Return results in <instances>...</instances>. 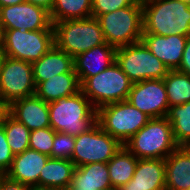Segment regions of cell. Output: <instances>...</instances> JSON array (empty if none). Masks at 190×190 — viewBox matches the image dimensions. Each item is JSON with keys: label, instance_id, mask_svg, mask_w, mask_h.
I'll use <instances>...</instances> for the list:
<instances>
[{"label": "cell", "instance_id": "37", "mask_svg": "<svg viewBox=\"0 0 190 190\" xmlns=\"http://www.w3.org/2000/svg\"><path fill=\"white\" fill-rule=\"evenodd\" d=\"M26 0H0V7L17 5L19 3L25 2Z\"/></svg>", "mask_w": 190, "mask_h": 190}, {"label": "cell", "instance_id": "30", "mask_svg": "<svg viewBox=\"0 0 190 190\" xmlns=\"http://www.w3.org/2000/svg\"><path fill=\"white\" fill-rule=\"evenodd\" d=\"M75 136L69 134L55 132L53 147L50 158L72 159L74 152Z\"/></svg>", "mask_w": 190, "mask_h": 190}, {"label": "cell", "instance_id": "5", "mask_svg": "<svg viewBox=\"0 0 190 190\" xmlns=\"http://www.w3.org/2000/svg\"><path fill=\"white\" fill-rule=\"evenodd\" d=\"M52 24L55 46L72 58L106 42L100 24L94 17Z\"/></svg>", "mask_w": 190, "mask_h": 190}, {"label": "cell", "instance_id": "3", "mask_svg": "<svg viewBox=\"0 0 190 190\" xmlns=\"http://www.w3.org/2000/svg\"><path fill=\"white\" fill-rule=\"evenodd\" d=\"M97 21L107 44L117 48L141 41L143 34L142 0L114 12L98 16Z\"/></svg>", "mask_w": 190, "mask_h": 190}, {"label": "cell", "instance_id": "16", "mask_svg": "<svg viewBox=\"0 0 190 190\" xmlns=\"http://www.w3.org/2000/svg\"><path fill=\"white\" fill-rule=\"evenodd\" d=\"M116 190H166L165 159H138L132 179Z\"/></svg>", "mask_w": 190, "mask_h": 190}, {"label": "cell", "instance_id": "36", "mask_svg": "<svg viewBox=\"0 0 190 190\" xmlns=\"http://www.w3.org/2000/svg\"><path fill=\"white\" fill-rule=\"evenodd\" d=\"M9 114V105L5 101H0V126L3 125L5 117Z\"/></svg>", "mask_w": 190, "mask_h": 190}, {"label": "cell", "instance_id": "35", "mask_svg": "<svg viewBox=\"0 0 190 190\" xmlns=\"http://www.w3.org/2000/svg\"><path fill=\"white\" fill-rule=\"evenodd\" d=\"M28 3H32L34 5L43 7L44 9H46L47 11H51L52 10V6L54 3V0H26Z\"/></svg>", "mask_w": 190, "mask_h": 190}, {"label": "cell", "instance_id": "6", "mask_svg": "<svg viewBox=\"0 0 190 190\" xmlns=\"http://www.w3.org/2000/svg\"><path fill=\"white\" fill-rule=\"evenodd\" d=\"M133 82L115 61L101 73L88 77L81 84V91L98 110L100 107L126 101Z\"/></svg>", "mask_w": 190, "mask_h": 190}, {"label": "cell", "instance_id": "26", "mask_svg": "<svg viewBox=\"0 0 190 190\" xmlns=\"http://www.w3.org/2000/svg\"><path fill=\"white\" fill-rule=\"evenodd\" d=\"M166 118L171 123L177 145L190 147V101L169 107Z\"/></svg>", "mask_w": 190, "mask_h": 190}, {"label": "cell", "instance_id": "41", "mask_svg": "<svg viewBox=\"0 0 190 190\" xmlns=\"http://www.w3.org/2000/svg\"><path fill=\"white\" fill-rule=\"evenodd\" d=\"M184 1L185 3H188L190 5V0H181Z\"/></svg>", "mask_w": 190, "mask_h": 190}, {"label": "cell", "instance_id": "18", "mask_svg": "<svg viewBox=\"0 0 190 190\" xmlns=\"http://www.w3.org/2000/svg\"><path fill=\"white\" fill-rule=\"evenodd\" d=\"M9 114L30 131L50 127L48 103L35 94L13 101Z\"/></svg>", "mask_w": 190, "mask_h": 190}, {"label": "cell", "instance_id": "14", "mask_svg": "<svg viewBox=\"0 0 190 190\" xmlns=\"http://www.w3.org/2000/svg\"><path fill=\"white\" fill-rule=\"evenodd\" d=\"M187 36L142 34L141 41L151 53L161 60L169 70H177L187 42Z\"/></svg>", "mask_w": 190, "mask_h": 190}, {"label": "cell", "instance_id": "7", "mask_svg": "<svg viewBox=\"0 0 190 190\" xmlns=\"http://www.w3.org/2000/svg\"><path fill=\"white\" fill-rule=\"evenodd\" d=\"M150 119L127 101L107 104L97 110V123L123 145Z\"/></svg>", "mask_w": 190, "mask_h": 190}, {"label": "cell", "instance_id": "31", "mask_svg": "<svg viewBox=\"0 0 190 190\" xmlns=\"http://www.w3.org/2000/svg\"><path fill=\"white\" fill-rule=\"evenodd\" d=\"M136 0H92V17L114 12L132 5Z\"/></svg>", "mask_w": 190, "mask_h": 190}, {"label": "cell", "instance_id": "11", "mask_svg": "<svg viewBox=\"0 0 190 190\" xmlns=\"http://www.w3.org/2000/svg\"><path fill=\"white\" fill-rule=\"evenodd\" d=\"M36 84L32 63L5 57L0 70V96L10 105L13 101L34 95Z\"/></svg>", "mask_w": 190, "mask_h": 190}, {"label": "cell", "instance_id": "4", "mask_svg": "<svg viewBox=\"0 0 190 190\" xmlns=\"http://www.w3.org/2000/svg\"><path fill=\"white\" fill-rule=\"evenodd\" d=\"M124 146L138 159H166L178 147L166 117L151 118Z\"/></svg>", "mask_w": 190, "mask_h": 190}, {"label": "cell", "instance_id": "29", "mask_svg": "<svg viewBox=\"0 0 190 190\" xmlns=\"http://www.w3.org/2000/svg\"><path fill=\"white\" fill-rule=\"evenodd\" d=\"M54 136L55 131L51 127L30 131L29 148L50 156Z\"/></svg>", "mask_w": 190, "mask_h": 190}, {"label": "cell", "instance_id": "39", "mask_svg": "<svg viewBox=\"0 0 190 190\" xmlns=\"http://www.w3.org/2000/svg\"><path fill=\"white\" fill-rule=\"evenodd\" d=\"M4 44V29L0 22V46H3Z\"/></svg>", "mask_w": 190, "mask_h": 190}, {"label": "cell", "instance_id": "13", "mask_svg": "<svg viewBox=\"0 0 190 190\" xmlns=\"http://www.w3.org/2000/svg\"><path fill=\"white\" fill-rule=\"evenodd\" d=\"M0 22L4 30H53L50 12L27 1L0 7Z\"/></svg>", "mask_w": 190, "mask_h": 190}, {"label": "cell", "instance_id": "22", "mask_svg": "<svg viewBox=\"0 0 190 190\" xmlns=\"http://www.w3.org/2000/svg\"><path fill=\"white\" fill-rule=\"evenodd\" d=\"M74 169L71 160L49 157L39 175V190H63L72 182Z\"/></svg>", "mask_w": 190, "mask_h": 190}, {"label": "cell", "instance_id": "20", "mask_svg": "<svg viewBox=\"0 0 190 190\" xmlns=\"http://www.w3.org/2000/svg\"><path fill=\"white\" fill-rule=\"evenodd\" d=\"M36 86L55 75L70 73L74 69L73 58L55 45L39 60L32 63Z\"/></svg>", "mask_w": 190, "mask_h": 190}, {"label": "cell", "instance_id": "38", "mask_svg": "<svg viewBox=\"0 0 190 190\" xmlns=\"http://www.w3.org/2000/svg\"><path fill=\"white\" fill-rule=\"evenodd\" d=\"M5 57H6V54H5V51L3 49V46H0V70H1V67H2V64L4 62Z\"/></svg>", "mask_w": 190, "mask_h": 190}, {"label": "cell", "instance_id": "1", "mask_svg": "<svg viewBox=\"0 0 190 190\" xmlns=\"http://www.w3.org/2000/svg\"><path fill=\"white\" fill-rule=\"evenodd\" d=\"M143 34L190 35V5L181 0H142Z\"/></svg>", "mask_w": 190, "mask_h": 190}, {"label": "cell", "instance_id": "34", "mask_svg": "<svg viewBox=\"0 0 190 190\" xmlns=\"http://www.w3.org/2000/svg\"><path fill=\"white\" fill-rule=\"evenodd\" d=\"M177 70L186 73L190 76V35L188 36L185 49L182 55V60Z\"/></svg>", "mask_w": 190, "mask_h": 190}, {"label": "cell", "instance_id": "8", "mask_svg": "<svg viewBox=\"0 0 190 190\" xmlns=\"http://www.w3.org/2000/svg\"><path fill=\"white\" fill-rule=\"evenodd\" d=\"M116 62L133 83L164 79L170 71L142 41L117 48Z\"/></svg>", "mask_w": 190, "mask_h": 190}, {"label": "cell", "instance_id": "17", "mask_svg": "<svg viewBox=\"0 0 190 190\" xmlns=\"http://www.w3.org/2000/svg\"><path fill=\"white\" fill-rule=\"evenodd\" d=\"M115 61L116 48L105 42L73 58L74 71L82 84L88 77L101 73Z\"/></svg>", "mask_w": 190, "mask_h": 190}, {"label": "cell", "instance_id": "2", "mask_svg": "<svg viewBox=\"0 0 190 190\" xmlns=\"http://www.w3.org/2000/svg\"><path fill=\"white\" fill-rule=\"evenodd\" d=\"M50 127L55 132L78 136L97 124V110L82 91L48 103Z\"/></svg>", "mask_w": 190, "mask_h": 190}, {"label": "cell", "instance_id": "25", "mask_svg": "<svg viewBox=\"0 0 190 190\" xmlns=\"http://www.w3.org/2000/svg\"><path fill=\"white\" fill-rule=\"evenodd\" d=\"M92 17V0H54L50 18L52 23Z\"/></svg>", "mask_w": 190, "mask_h": 190}, {"label": "cell", "instance_id": "28", "mask_svg": "<svg viewBox=\"0 0 190 190\" xmlns=\"http://www.w3.org/2000/svg\"><path fill=\"white\" fill-rule=\"evenodd\" d=\"M8 145L11 152L16 155L29 148L30 130L8 114L3 122Z\"/></svg>", "mask_w": 190, "mask_h": 190}, {"label": "cell", "instance_id": "21", "mask_svg": "<svg viewBox=\"0 0 190 190\" xmlns=\"http://www.w3.org/2000/svg\"><path fill=\"white\" fill-rule=\"evenodd\" d=\"M81 91V84L74 69L70 73L55 75L36 86L35 95L50 103L62 97L72 96Z\"/></svg>", "mask_w": 190, "mask_h": 190}, {"label": "cell", "instance_id": "40", "mask_svg": "<svg viewBox=\"0 0 190 190\" xmlns=\"http://www.w3.org/2000/svg\"><path fill=\"white\" fill-rule=\"evenodd\" d=\"M63 190H87V189H81V188H77L75 187L72 183H70L66 188H64Z\"/></svg>", "mask_w": 190, "mask_h": 190}, {"label": "cell", "instance_id": "10", "mask_svg": "<svg viewBox=\"0 0 190 190\" xmlns=\"http://www.w3.org/2000/svg\"><path fill=\"white\" fill-rule=\"evenodd\" d=\"M123 144L106 133L97 123L89 131L75 137L71 161L75 167L91 163H108Z\"/></svg>", "mask_w": 190, "mask_h": 190}, {"label": "cell", "instance_id": "9", "mask_svg": "<svg viewBox=\"0 0 190 190\" xmlns=\"http://www.w3.org/2000/svg\"><path fill=\"white\" fill-rule=\"evenodd\" d=\"M54 45V30H4L3 49L10 58L33 63Z\"/></svg>", "mask_w": 190, "mask_h": 190}, {"label": "cell", "instance_id": "27", "mask_svg": "<svg viewBox=\"0 0 190 190\" xmlns=\"http://www.w3.org/2000/svg\"><path fill=\"white\" fill-rule=\"evenodd\" d=\"M169 107L190 101V76L178 70H170L163 79Z\"/></svg>", "mask_w": 190, "mask_h": 190}, {"label": "cell", "instance_id": "24", "mask_svg": "<svg viewBox=\"0 0 190 190\" xmlns=\"http://www.w3.org/2000/svg\"><path fill=\"white\" fill-rule=\"evenodd\" d=\"M138 158L124 145L107 163L112 188L127 184L133 177Z\"/></svg>", "mask_w": 190, "mask_h": 190}, {"label": "cell", "instance_id": "19", "mask_svg": "<svg viewBox=\"0 0 190 190\" xmlns=\"http://www.w3.org/2000/svg\"><path fill=\"white\" fill-rule=\"evenodd\" d=\"M166 190L190 189V147L178 146L165 159Z\"/></svg>", "mask_w": 190, "mask_h": 190}, {"label": "cell", "instance_id": "33", "mask_svg": "<svg viewBox=\"0 0 190 190\" xmlns=\"http://www.w3.org/2000/svg\"><path fill=\"white\" fill-rule=\"evenodd\" d=\"M0 190H33L30 186L9 179L3 175L0 179Z\"/></svg>", "mask_w": 190, "mask_h": 190}, {"label": "cell", "instance_id": "23", "mask_svg": "<svg viewBox=\"0 0 190 190\" xmlns=\"http://www.w3.org/2000/svg\"><path fill=\"white\" fill-rule=\"evenodd\" d=\"M71 183L77 188L87 190H114L107 163L102 162L75 167Z\"/></svg>", "mask_w": 190, "mask_h": 190}, {"label": "cell", "instance_id": "12", "mask_svg": "<svg viewBox=\"0 0 190 190\" xmlns=\"http://www.w3.org/2000/svg\"><path fill=\"white\" fill-rule=\"evenodd\" d=\"M149 118L166 117L169 105L163 79L133 83L126 100Z\"/></svg>", "mask_w": 190, "mask_h": 190}, {"label": "cell", "instance_id": "15", "mask_svg": "<svg viewBox=\"0 0 190 190\" xmlns=\"http://www.w3.org/2000/svg\"><path fill=\"white\" fill-rule=\"evenodd\" d=\"M48 158V155L28 148L14 155L12 165L5 175L11 180L39 190V175Z\"/></svg>", "mask_w": 190, "mask_h": 190}, {"label": "cell", "instance_id": "32", "mask_svg": "<svg viewBox=\"0 0 190 190\" xmlns=\"http://www.w3.org/2000/svg\"><path fill=\"white\" fill-rule=\"evenodd\" d=\"M14 154L8 145L3 125L0 126V172L5 175L10 169Z\"/></svg>", "mask_w": 190, "mask_h": 190}]
</instances>
